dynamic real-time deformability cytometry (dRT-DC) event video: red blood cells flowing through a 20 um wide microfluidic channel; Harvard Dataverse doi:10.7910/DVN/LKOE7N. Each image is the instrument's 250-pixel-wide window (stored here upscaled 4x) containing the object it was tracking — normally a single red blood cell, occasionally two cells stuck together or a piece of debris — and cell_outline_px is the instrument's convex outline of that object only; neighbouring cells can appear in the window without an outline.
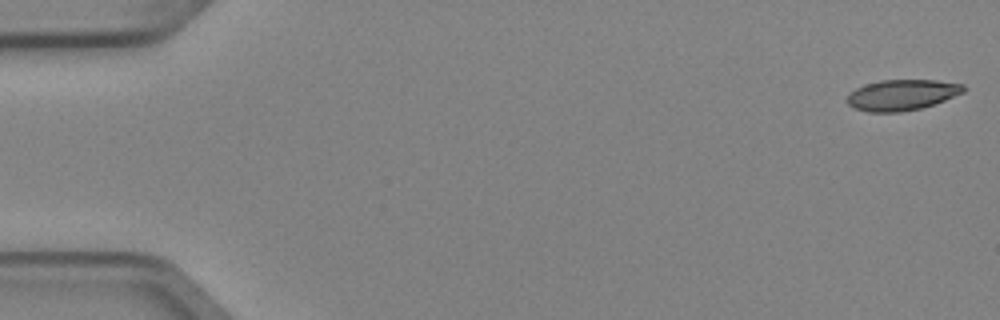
{"species": "Egyptian fruit bat (a non-hibernating species)", "species_latin": "Rousettus aegyptiacus", "temperature_condition": "cold", "stored_images_in_passage": 5, "camera_frame_rate_fps": 3000, "um_per_image_px": 0.085, "animal": {"sex": "female"}, "frame": {"image": 1, "passage_image": 1, "time_ms": 0.0, "image_size_px": [1000, 320], "cell_outline_px": [[964, 92], [944, 100], [920, 108], [900, 112], [868, 112], [856, 108], [848, 104], [848, 96], [856, 88], [880, 80], [936, 80], [964, 84]], "centroid_in_image_um": [76.68, 8.06], "position_along_channel_um": 8.3, "area_um2": 20.52}}
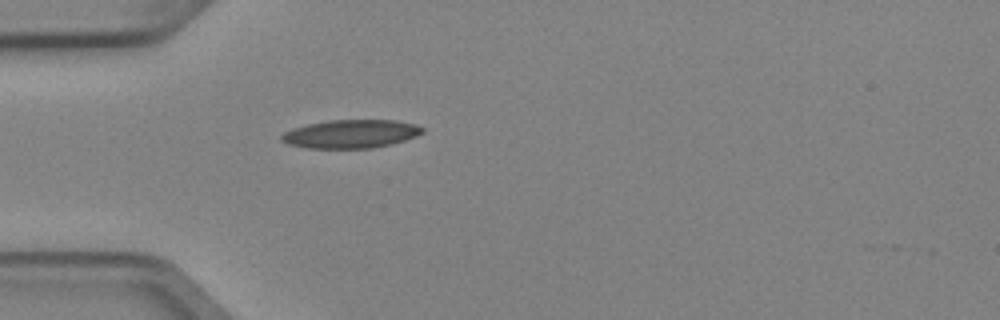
{"frame": {"image": 2, "passage_image": 5, "time_ms": 1.333, "image_size_px": [1000, 320], "cell_outline_px": [[424, 132], [416, 136], [404, 140], [372, 148], [308, 148], [288, 144], [280, 140], [280, 136], [284, 132], [292, 128], [308, 124], [328, 120], [396, 120], [416, 124], [424, 128]], "centroid_in_image_um": [29.81, 11.37], "position_along_channel_um": 55.2, "area_um2": 23.29}}